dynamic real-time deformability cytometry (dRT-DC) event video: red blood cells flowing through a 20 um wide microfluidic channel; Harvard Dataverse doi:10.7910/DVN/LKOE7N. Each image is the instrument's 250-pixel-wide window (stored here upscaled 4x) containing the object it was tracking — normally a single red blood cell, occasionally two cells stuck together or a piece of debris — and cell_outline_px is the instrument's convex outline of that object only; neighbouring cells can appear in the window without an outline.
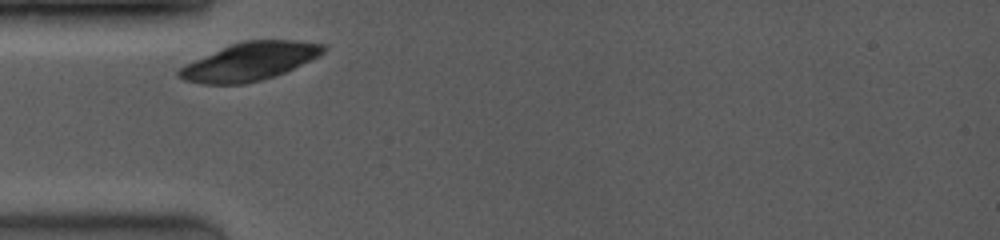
{"species": "common noctule bat (a hibernating species)", "species_latin": "Nyctalus noctula", "temperature_condition": "room temperature", "stored_images_in_passage": 8, "camera_frame_rate_fps": 4000, "um_per_image_px": 0.085, "animal": {"sex": "female", "body_mass_g": 19.0, "forearm_length_mm": 53.3}, "frame": {"image": 1, "passage_image": 1, "time_ms": 0.0, "image_size_px": [1000, 240], "cell_outline_px": [[324, 52], [284, 72], [260, 80], [244, 84], [204, 84], [184, 80], [176, 76], [176, 72], [180, 68], [196, 60], [232, 44], [244, 40], [292, 40], [324, 44]], "centroid_in_image_um": [21.19, 5.23], "position_along_channel_um": 63.8, "area_um2": 31.04}}
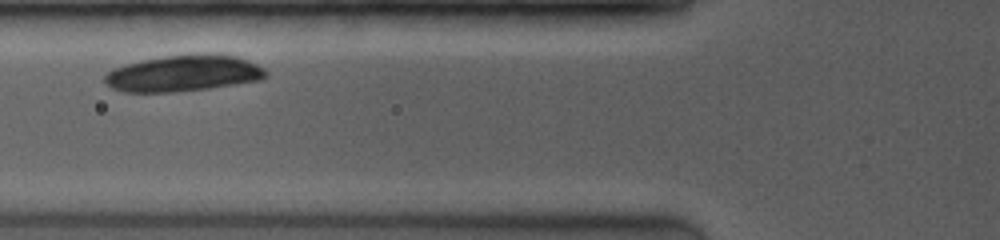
{"frame": {"image": 2, "passage_image": 4, "time_ms": 0.75, "image_size_px": [1000, 240], "cell_outline_px": [[268, 72], [260, 80], [208, 88], [172, 92], [124, 92], [112, 88], [104, 80], [104, 76], [108, 72], [116, 68], [128, 64], [144, 60], [168, 56], [204, 52], [208, 52], [236, 56], [256, 64], [264, 68]], "centroid_in_image_um": [15.62, 6.22], "position_along_channel_um": 110.2, "area_um2": 33.81}}